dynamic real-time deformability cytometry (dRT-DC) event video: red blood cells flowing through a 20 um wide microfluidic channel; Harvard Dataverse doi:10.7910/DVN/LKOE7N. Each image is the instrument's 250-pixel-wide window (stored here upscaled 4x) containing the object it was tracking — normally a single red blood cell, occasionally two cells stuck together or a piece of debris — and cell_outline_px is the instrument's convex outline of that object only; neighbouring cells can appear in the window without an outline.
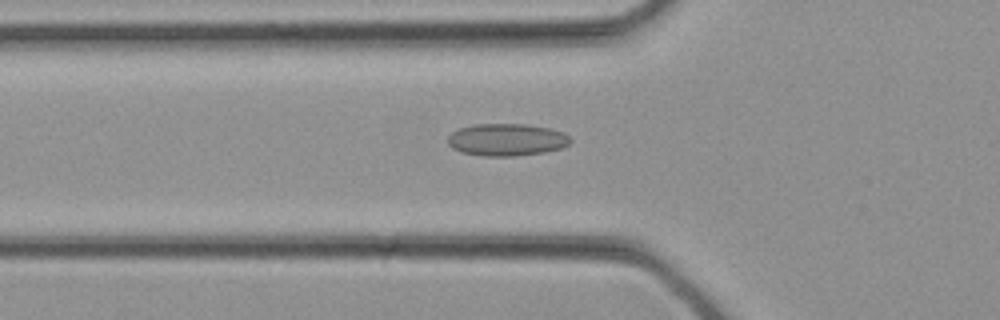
{"species": "common noctule bat (a hibernating species)", "species_latin": "Nyctalus noctula", "temperature_condition": "cold", "stored_images_in_passage": 31, "camera_frame_rate_fps": 3000, "um_per_image_px": 0.085, "animal": {"sex": "female", "body_mass_g": 21.9}, "frame": {"image": 1, "passage_image": 10, "time_ms": 3.0, "image_size_px": [1000, 320], "cell_outline_px": [[572, 140], [568, 144], [560, 148], [544, 152], [516, 156], [484, 156], [460, 152], [452, 148], [448, 144], [448, 136], [452, 132], [460, 128], [476, 124], [524, 124], [548, 128], [564, 132]], "centroid_in_image_um": [43.05, 11.88], "position_along_channel_um": 82.8, "area_um2": 23.0}}
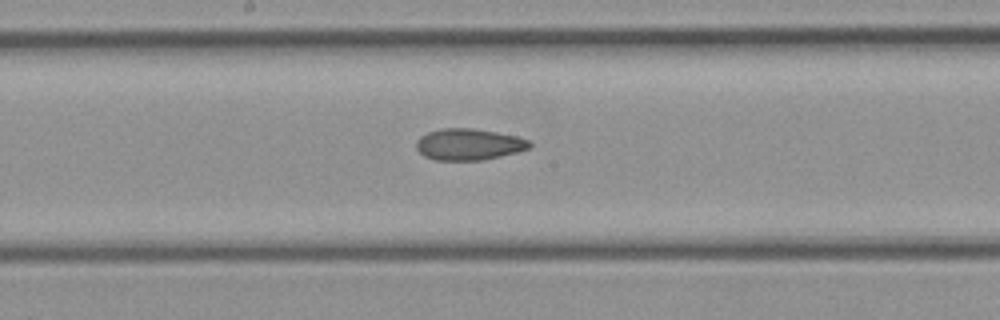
{"frame": {"image": 2, "passage_image": 16, "time_ms": 5.0, "image_size_px": [1000, 320], "cell_outline_px": [[532, 148], [520, 152], [484, 160], [436, 160], [424, 156], [416, 148], [416, 140], [420, 136], [428, 132], [440, 128], [472, 128], [496, 132], [516, 136], [528, 140], [532, 144]], "centroid_in_image_um": [39.87, 12.27], "position_along_channel_um": 208.3, "area_um2": 20.98}}
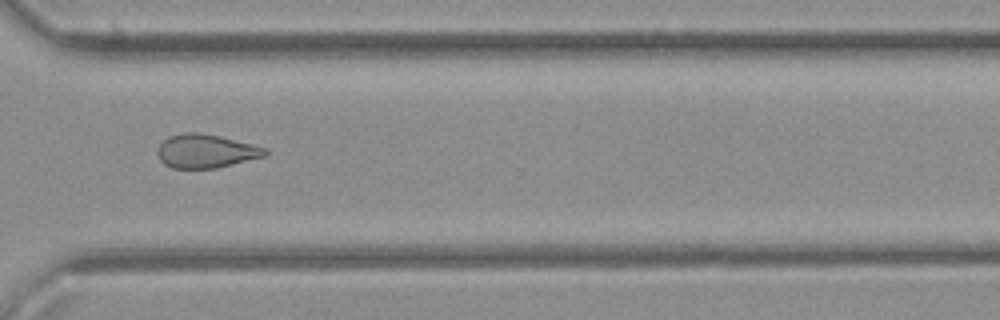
{"frame": {"image": 3, "passage_image": 23, "time_ms": 7.333, "image_size_px": [1000, 320], "cell_outline_px": [[268, 152], [264, 156], [216, 168], [172, 168], [164, 164], [160, 160], [156, 152], [156, 148], [168, 136], [184, 132], [200, 132], [220, 136], [268, 148]], "centroid_in_image_um": [17.46, 12.83], "position_along_channel_um": 353.1, "area_um2": 21.15}}